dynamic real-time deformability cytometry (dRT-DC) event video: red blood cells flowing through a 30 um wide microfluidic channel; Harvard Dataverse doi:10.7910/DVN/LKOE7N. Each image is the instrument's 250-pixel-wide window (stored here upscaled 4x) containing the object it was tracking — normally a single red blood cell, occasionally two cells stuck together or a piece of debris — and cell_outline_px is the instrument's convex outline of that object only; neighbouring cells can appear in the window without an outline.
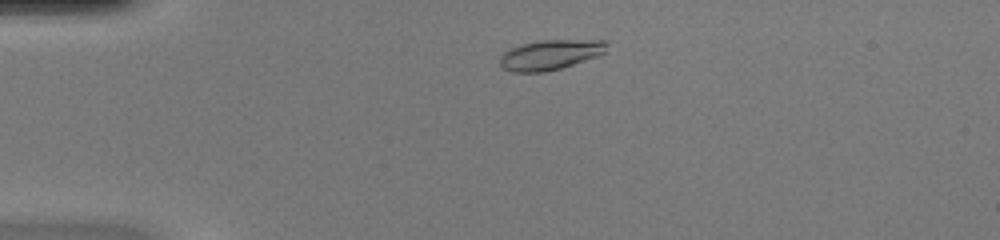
{"species": "common noctule bat (a hibernating species)", "species_latin": "Nyctalus noctula", "temperature_condition": "warm", "stored_images_in_passage": 41, "camera_frame_rate_fps": 3000, "um_per_image_px": 0.085, "animal": {"sex": "female", "body_mass_g": 20.0, "forearm_length_mm": 54.0}, "frame": {"image": 1, "passage_image": 4, "time_ms": 1.0, "image_size_px": [1000, 240], "cell_outline_px": [[608, 52], [600, 56], [560, 68], [544, 72], [512, 72], [504, 68], [500, 64], [500, 56], [504, 52], [512, 48], [524, 44], [544, 40], [608, 40]], "centroid_in_image_um": [46.86, 4.65], "position_along_channel_um": 38.1, "area_um2": 18.73}}
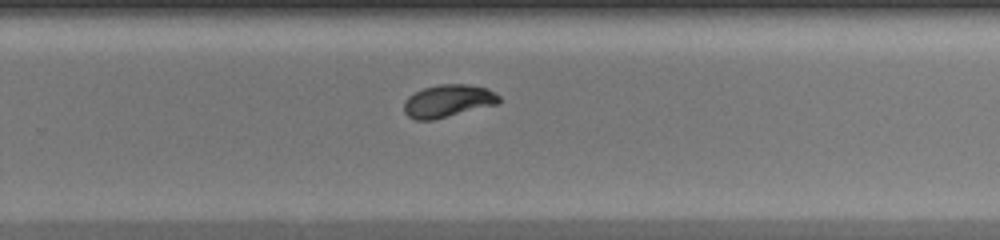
{"frame": {"image": 2, "passage_image": 25, "time_ms": 8.0, "image_size_px": [1000, 240], "cell_outline_px": [[500, 104], [432, 120], [416, 120], [408, 116], [404, 112], [404, 100], [408, 96], [424, 88], [440, 84], [468, 84], [488, 88], [500, 96]], "centroid_in_image_um": [38.11, 8.58], "position_along_channel_um": 291.7, "area_um2": 18.21}}
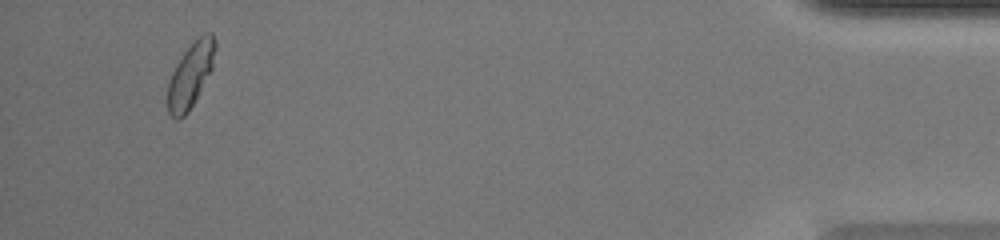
{"frame": {"image": 3, "passage_image": 39, "time_ms": 12.667, "image_size_px": [1000, 240], "cell_outline_px": [[216, 48], [212, 68], [188, 112], [180, 120], [176, 120], [168, 112], [168, 80], [176, 64], [184, 52], [204, 32], [212, 32], [216, 40]], "centroid_in_image_um": [16.2, 6.37], "position_along_channel_um": 419.0, "area_um2": 17.69}, "authors_computed_cell_mechanics": {"area_um2": 18.1492, "velocity_mm_per_s": 4.234, "shape_relaxation_time_tau1_ms": 3.2853, "shape_relaxation_time_tau2_ms": null, "deformation_change_tau1": 0.1531, "deformation_change_tau2": null}}